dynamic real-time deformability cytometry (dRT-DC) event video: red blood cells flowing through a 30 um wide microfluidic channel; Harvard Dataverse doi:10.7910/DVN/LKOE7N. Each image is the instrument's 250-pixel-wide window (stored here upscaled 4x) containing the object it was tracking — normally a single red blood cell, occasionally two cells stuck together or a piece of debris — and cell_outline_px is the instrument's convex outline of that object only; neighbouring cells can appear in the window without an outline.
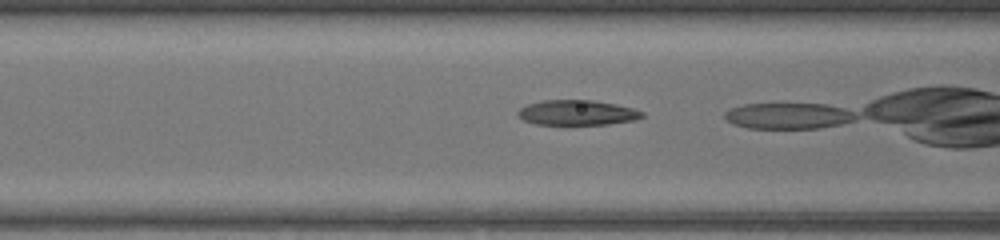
{"species": "common noctule bat (a hibernating species)", "species_latin": "Nyctalus noctula", "temperature_condition": "warm", "stored_images_in_passage": 20, "camera_frame_rate_fps": 3000, "um_per_image_px": 0.085, "animal": {"sex": "female", "body_mass_g": 17.0, "forearm_length_mm": 48.0}, "frame": {"image": 1, "passage_image": 15, "time_ms": 4.667, "image_size_px": [1000, 240], "cell_outline_px": [[644, 116], [636, 120], [608, 124], [536, 124], [524, 120], [516, 112], [520, 108], [528, 104], [544, 100], [592, 100], [616, 104], [632, 108], [644, 112]], "centroid_in_image_um": [49.08, 9.57], "position_along_channel_um": 117.5, "area_um2": 18.03}}